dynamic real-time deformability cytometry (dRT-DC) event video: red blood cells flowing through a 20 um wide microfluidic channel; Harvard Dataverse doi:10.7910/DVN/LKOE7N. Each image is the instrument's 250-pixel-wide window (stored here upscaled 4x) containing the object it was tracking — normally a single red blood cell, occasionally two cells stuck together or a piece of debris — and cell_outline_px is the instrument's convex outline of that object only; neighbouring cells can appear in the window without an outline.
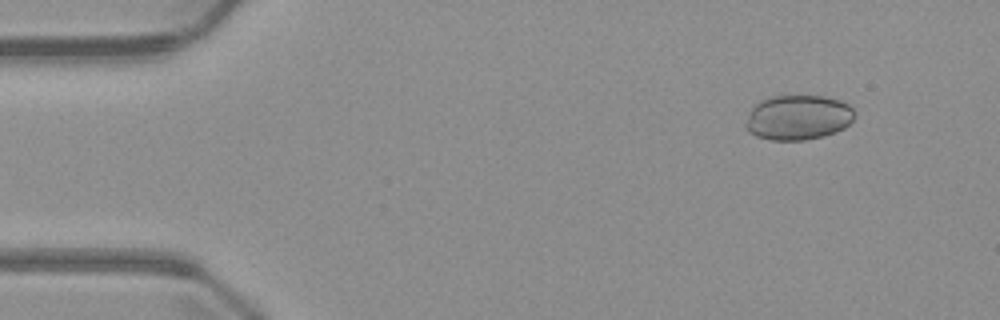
{"species": "common noctule bat (a hibernating species)", "species_latin": "Nyctalus noctula", "temperature_condition": "warm", "stored_images_in_passage": 5, "camera_frame_rate_fps": 3000, "um_per_image_px": 0.085, "animal": {"sex": "male", "body_mass_g": 23.1, "forearm_length_mm": 52.7}, "frame": {"image": 1, "passage_image": 1, "time_ms": 0.0, "image_size_px": [1000, 320], "cell_outline_px": [[856, 116], [844, 128], [836, 132], [824, 136], [804, 140], [772, 140], [756, 136], [748, 132], [748, 116], [752, 108], [760, 100], [772, 96], [824, 96], [840, 100], [848, 104], [856, 112]], "centroid_in_image_um": [67.88, 9.98], "position_along_channel_um": 17.1, "area_um2": 28.44}}
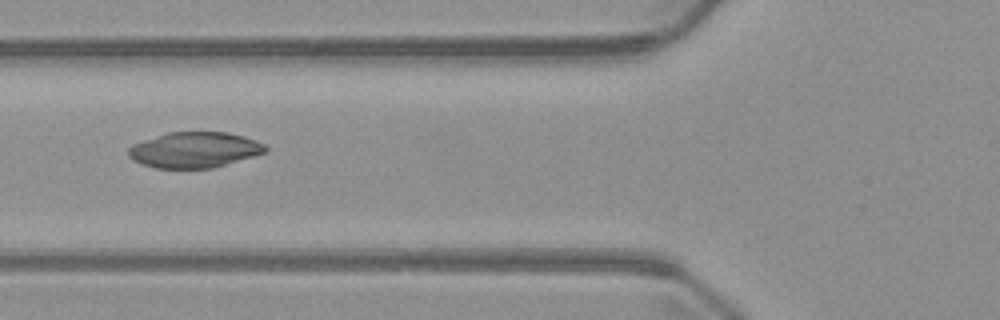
{"frame": {"image": 2, "passage_image": 5, "time_ms": 4.667, "image_size_px": [1000, 320], "cell_outline_px": [[268, 152], [212, 168], [156, 168], [140, 164], [132, 160], [128, 156], [128, 148], [132, 144], [168, 132], [228, 132], [244, 136], [256, 140], [264, 144], [268, 148]], "centroid_in_image_um": [16.53, 12.74], "position_along_channel_um": 109.3, "area_um2": 28.61}}